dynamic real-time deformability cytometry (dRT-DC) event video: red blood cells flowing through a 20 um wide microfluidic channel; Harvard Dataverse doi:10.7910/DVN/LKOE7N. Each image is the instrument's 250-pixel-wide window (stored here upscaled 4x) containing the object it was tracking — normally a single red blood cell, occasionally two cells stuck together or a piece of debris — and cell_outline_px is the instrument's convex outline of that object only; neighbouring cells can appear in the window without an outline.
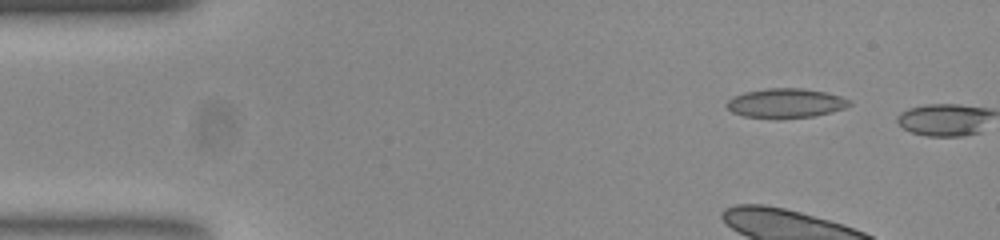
{"species": "common noctule bat (a hibernating species)", "species_latin": "Nyctalus noctula", "temperature_condition": "room temperature", "stored_images_in_passage": 2, "camera_frame_rate_fps": 3000, "um_per_image_px": 0.085, "animal": {"sex": "female", "body_mass_g": 23.0, "forearm_length_mm": 53.4}, "frame": {"image": 1, "passage_image": 1, "time_ms": 0.0, "image_size_px": [1000, 240], "cell_outline_px": [[852, 104], [844, 108], [832, 112], [816, 116], [776, 120], [744, 116], [732, 112], [724, 104], [732, 96], [744, 92], [764, 88], [804, 88], [828, 92], [852, 100]], "centroid_in_image_um": [66.79, 8.78], "position_along_channel_um": 18.2, "area_um2": 21.73}}